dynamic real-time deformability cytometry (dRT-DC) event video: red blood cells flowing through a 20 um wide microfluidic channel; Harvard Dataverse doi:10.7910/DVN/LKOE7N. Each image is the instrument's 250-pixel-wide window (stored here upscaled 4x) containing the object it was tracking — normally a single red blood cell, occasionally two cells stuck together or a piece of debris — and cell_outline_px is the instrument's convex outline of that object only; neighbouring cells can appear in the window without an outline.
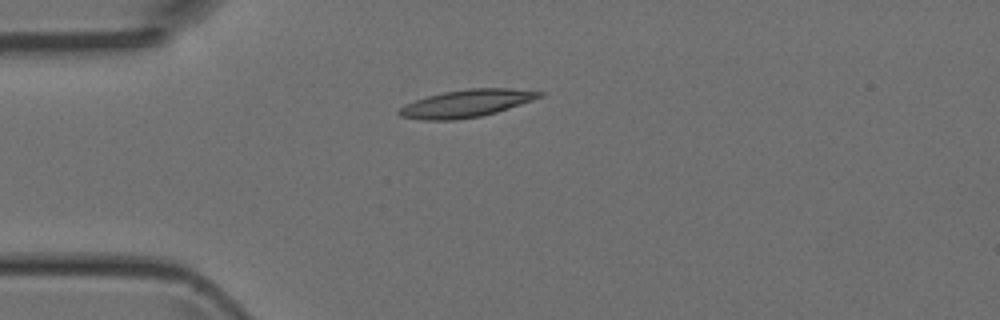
{"species": "Egyptian fruit bat (a non-hibernating species)", "species_latin": "Rousettus aegyptiacus", "temperature_condition": "room temperature", "stored_images_in_passage": 3, "camera_frame_rate_fps": 3000, "um_per_image_px": 0.085, "animal": {"sex": "female"}, "frame": {"image": 1, "passage_image": 2, "time_ms": 0.333, "image_size_px": [1000, 320], "cell_outline_px": [[544, 96], [496, 112], [480, 116], [456, 120], [420, 120], [400, 116], [396, 112], [400, 108], [416, 100], [428, 96], [444, 92], [468, 88], [508, 88], [544, 92]], "centroid_in_image_um": [39.64, 8.79], "position_along_channel_um": 45.4, "area_um2": 22.25}}